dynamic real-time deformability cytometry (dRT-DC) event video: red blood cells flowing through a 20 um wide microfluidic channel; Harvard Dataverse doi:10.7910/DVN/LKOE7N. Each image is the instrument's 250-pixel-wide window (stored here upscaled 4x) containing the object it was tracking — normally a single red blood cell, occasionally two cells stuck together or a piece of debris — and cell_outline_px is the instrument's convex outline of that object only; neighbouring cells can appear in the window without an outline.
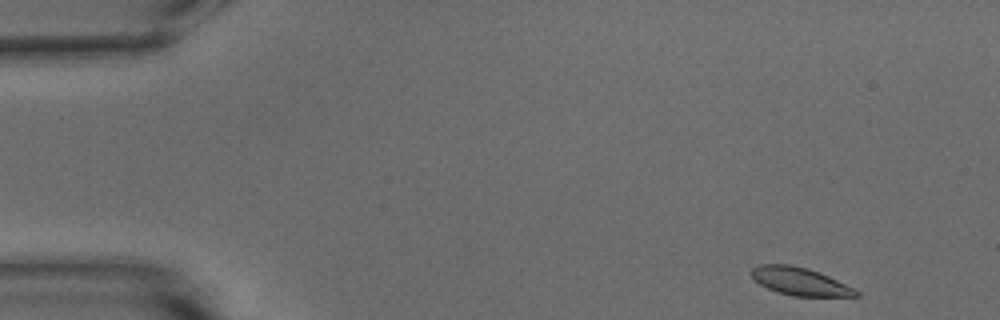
{"species": "common noctule bat (a hibernating species)", "species_latin": "Nyctalus noctula", "temperature_condition": "warm", "stored_images_in_passage": 51, "camera_frame_rate_fps": 3000, "um_per_image_px": 0.085, "animal": {"sex": "male", "body_mass_g": 15.6}, "frame": {"image": 1, "passage_image": 1, "time_ms": 0.0, "image_size_px": [1000, 320], "cell_outline_px": [[860, 296], [792, 296], [768, 288], [760, 284], [748, 272], [752, 268], [760, 264], [792, 264], [808, 268], [820, 272], [856, 288], [860, 292]], "centroid_in_image_um": [68.03, 23.9], "position_along_channel_um": 17.0, "area_um2": 17.11}}
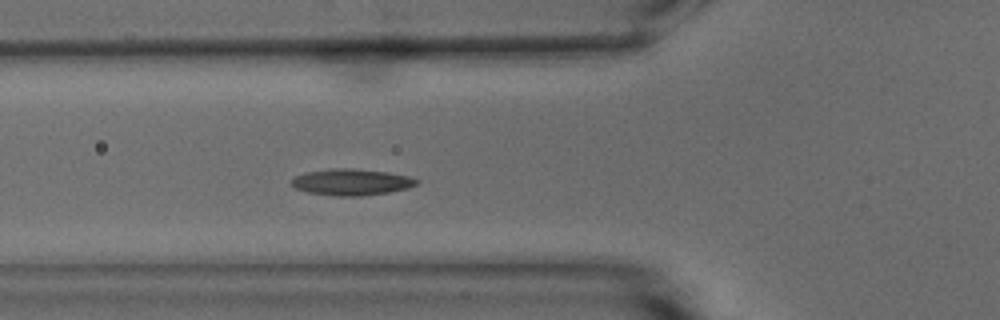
{"frame": {"image": 2, "passage_image": 16, "time_ms": 5.0, "image_size_px": [1000, 320], "cell_outline_px": [[420, 180], [416, 184], [408, 188], [388, 192], [360, 196], [336, 196], [308, 192], [296, 188], [292, 184], [292, 180], [296, 176], [308, 172], [336, 168], [356, 168], [388, 172], [408, 176]], "centroid_in_image_um": [29.91, 15.47], "position_along_channel_um": 95.9, "area_um2": 19.02}}
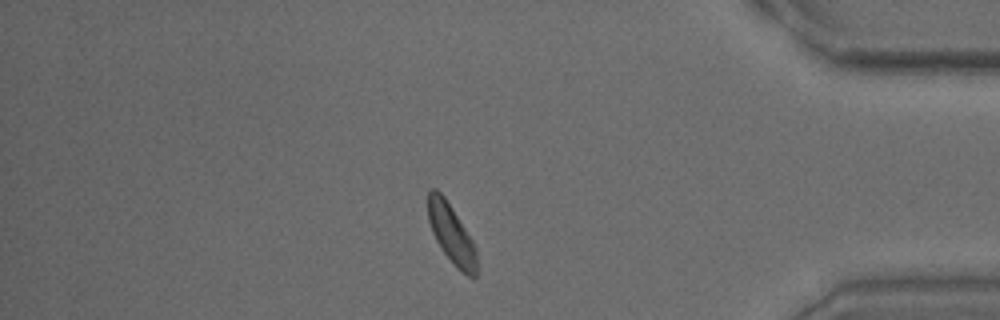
{"frame": {"image": 3, "passage_image": 43, "time_ms": 14.0, "image_size_px": [1000, 320], "cell_outline_px": [[476, 276], [468, 276], [456, 268], [444, 252], [436, 240], [432, 232], [428, 220], [428, 192], [432, 188], [436, 188], [444, 196], [452, 208], [472, 240], [476, 248]], "centroid_in_image_um": [38.35, 19.87], "position_along_channel_um": 396.8, "area_um2": 16.53}, "authors_computed_cell_mechanics": {"area_um2": 17.6868, "velocity_mm_per_s": 3.6936, "shape_relaxation_time_tau1_ms": 2.5281, "shape_relaxation_time_tau2_ms": 2.5178, "deformation_change_tau1": 0.1006, "deformation_change_tau2": 0.0775}}